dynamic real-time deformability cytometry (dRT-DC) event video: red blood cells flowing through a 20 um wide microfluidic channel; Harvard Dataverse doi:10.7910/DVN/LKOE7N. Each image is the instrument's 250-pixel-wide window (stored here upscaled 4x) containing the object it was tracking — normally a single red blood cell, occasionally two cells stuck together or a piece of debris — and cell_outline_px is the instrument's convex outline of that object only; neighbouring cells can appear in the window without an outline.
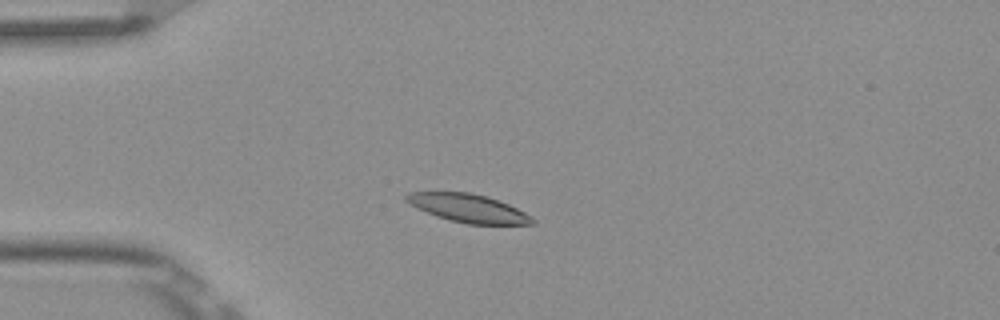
{"species": "Egyptian fruit bat (a non-hibernating species)", "species_latin": "Rousettus aegyptiacus", "temperature_condition": "room temperature", "stored_images_in_passage": 5, "camera_frame_rate_fps": 3000, "um_per_image_px": 0.085, "frame": {"image": 1, "passage_image": 3, "time_ms": 0.667, "image_size_px": [1000, 320], "cell_outline_px": [[536, 224], [468, 224], [448, 220], [436, 216], [408, 204], [404, 200], [404, 196], [408, 192], [468, 192], [488, 196], [508, 204], [524, 212], [536, 220]], "centroid_in_image_um": [39.77, 17.69], "position_along_channel_um": 45.2, "area_um2": 20.81}}
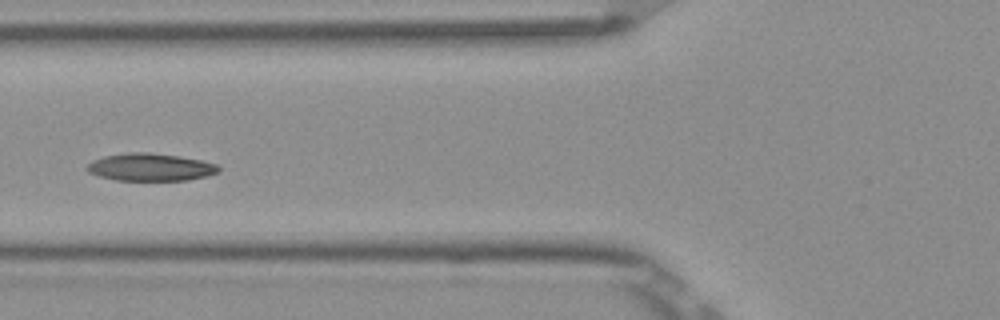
{"frame": {"image": 2, "passage_image": 5, "time_ms": 1.333, "image_size_px": [1000, 320], "cell_outline_px": [[220, 172], [208, 176], [188, 180], [116, 180], [100, 176], [88, 172], [84, 168], [92, 160], [104, 156], [128, 152], [148, 152], [180, 156], [200, 160], [216, 164], [220, 168]], "centroid_in_image_um": [12.79, 14.2], "position_along_channel_um": 113.0, "area_um2": 21.21}}